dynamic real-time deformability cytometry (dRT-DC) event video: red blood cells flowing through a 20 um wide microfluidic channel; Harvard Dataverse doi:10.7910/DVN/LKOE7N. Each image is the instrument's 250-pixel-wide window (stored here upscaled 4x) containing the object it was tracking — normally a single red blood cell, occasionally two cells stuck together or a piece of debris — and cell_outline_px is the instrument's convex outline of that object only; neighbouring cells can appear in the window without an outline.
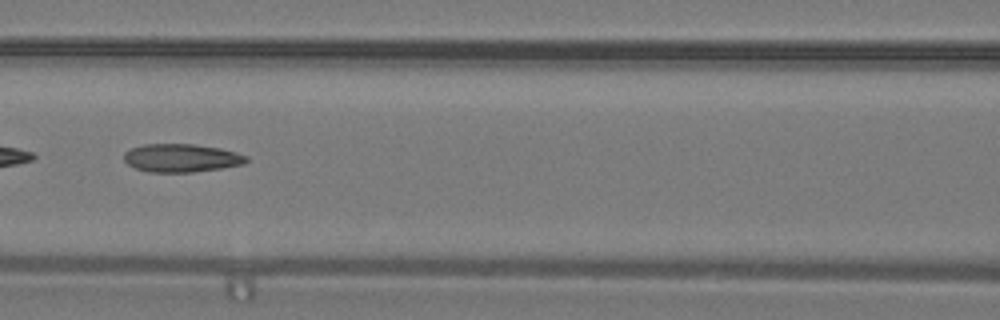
{"species": "common noctule bat (a hibernating species)", "species_latin": "Nyctalus noctula", "temperature_condition": "warm", "stored_images_in_passage": 34, "camera_frame_rate_fps": 3000, "um_per_image_px": 0.085, "animal": {"sex": "male", "body_mass_g": 19.2, "forearm_length_mm": 51.8}, "frame": {"image": 1, "passage_image": 10, "time_ms": 3.0, "image_size_px": [1000, 320], "cell_outline_px": [[248, 160], [244, 164], [220, 168], [192, 172], [148, 172], [136, 168], [128, 164], [124, 160], [124, 152], [132, 148], [144, 144], [192, 144], [220, 148], [236, 152], [248, 156]], "centroid_in_image_um": [15.42, 13.42], "position_along_channel_um": 151.2, "area_um2": 20.06}, "authors_computed_cell_mechanics": {"area_um2": 20.0855, "velocity_mm_per_s": 4.256, "shape_relaxation_time_tau1_ms": null, "shape_relaxation_time_tau2_ms": 1.6985, "deformation_change_tau1": null, "deformation_change_tau2": 0.1058}}